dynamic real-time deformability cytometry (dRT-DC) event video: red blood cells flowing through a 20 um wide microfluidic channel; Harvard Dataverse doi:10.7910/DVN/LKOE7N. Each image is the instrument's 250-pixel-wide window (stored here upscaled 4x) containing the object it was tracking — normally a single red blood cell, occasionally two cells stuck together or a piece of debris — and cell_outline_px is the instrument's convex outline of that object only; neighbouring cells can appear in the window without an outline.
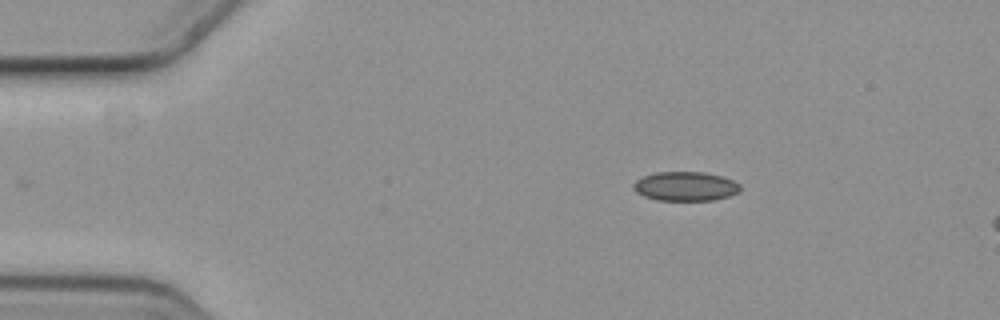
{"species": "common noctule bat (a hibernating species)", "species_latin": "Nyctalus noctula", "temperature_condition": "cold", "stored_images_in_passage": 3, "camera_frame_rate_fps": 3000, "um_per_image_px": 0.085, "animal": {"sex": "female", "body_mass_g": 19.3, "forearm_length_mm": 54.1}, "frame": {"image": 1, "passage_image": 1, "time_ms": 0.0, "image_size_px": [1000, 320], "cell_outline_px": [[740, 192], [728, 196], [712, 200], [656, 200], [644, 196], [636, 192], [632, 184], [636, 180], [644, 176], [656, 172], [704, 172], [724, 176], [740, 184]], "centroid_in_image_um": [58.27, 15.83], "position_along_channel_um": 26.7, "area_um2": 18.21}}